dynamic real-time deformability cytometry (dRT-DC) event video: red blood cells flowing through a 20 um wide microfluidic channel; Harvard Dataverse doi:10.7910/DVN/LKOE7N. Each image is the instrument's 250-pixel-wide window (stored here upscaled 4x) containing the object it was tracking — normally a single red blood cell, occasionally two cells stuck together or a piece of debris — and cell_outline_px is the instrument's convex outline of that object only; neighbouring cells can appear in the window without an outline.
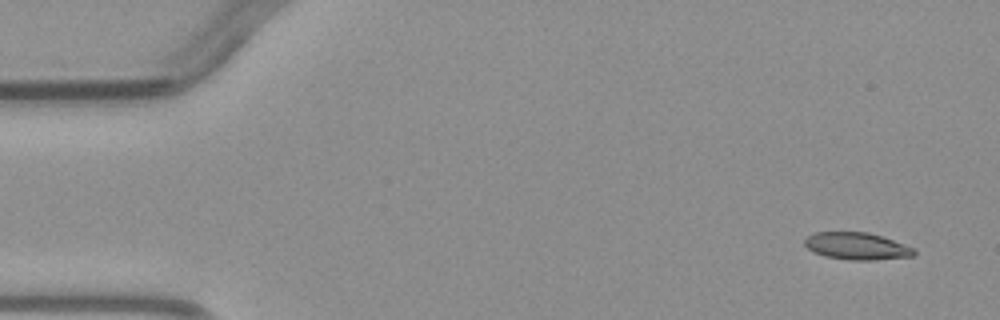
{"species": "common noctule bat (a hibernating species)", "species_latin": "Nyctalus noctula", "temperature_condition": "warm", "stored_images_in_passage": 3, "camera_frame_rate_fps": 3000, "um_per_image_px": 0.085, "animal": {"sex": "male", "body_mass_g": 23.1, "forearm_length_mm": 52.7}, "frame": {"image": 1, "passage_image": 1, "time_ms": 0.0, "image_size_px": [1000, 320], "cell_outline_px": [[916, 252], [912, 256], [872, 260], [848, 260], [824, 256], [808, 248], [804, 244], [804, 240], [808, 236], [816, 232], [868, 232], [916, 248]], "centroid_in_image_um": [72.83, 20.92], "position_along_channel_um": 12.2, "area_um2": 17.17}}